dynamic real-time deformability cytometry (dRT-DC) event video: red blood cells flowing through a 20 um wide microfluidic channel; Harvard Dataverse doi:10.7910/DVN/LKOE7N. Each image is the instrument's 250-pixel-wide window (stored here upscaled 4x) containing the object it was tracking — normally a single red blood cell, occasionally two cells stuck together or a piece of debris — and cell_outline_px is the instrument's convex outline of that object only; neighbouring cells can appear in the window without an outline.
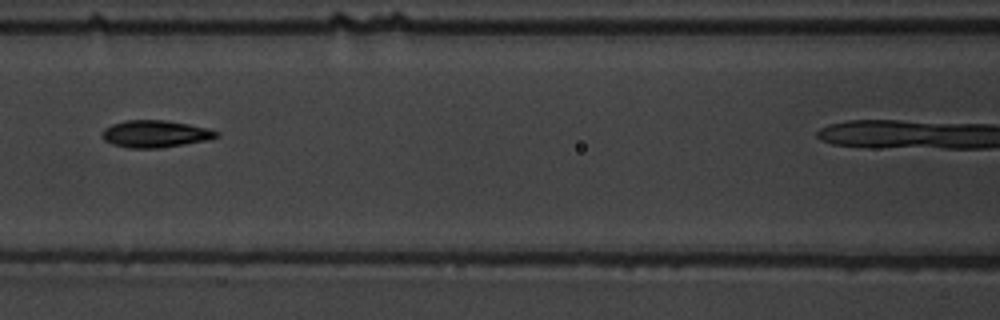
{"species": "common noctule bat (a hibernating species)", "species_latin": "Nyctalus noctula", "temperature_condition": "warm", "stored_images_in_passage": 10, "camera_frame_rate_fps": 3000, "um_per_image_px": 0.085, "animal": {"sex": "male", "body_mass_g": 19.5, "forearm_length_mm": 54.6}, "frame": {"image": 1, "passage_image": 5, "time_ms": 5.667, "image_size_px": [1000, 320], "cell_outline_px": [[220, 136], [204, 140], [184, 144], [160, 148], [128, 148], [112, 144], [104, 140], [104, 128], [112, 124], [124, 120], [164, 120], [188, 124], [208, 128], [220, 132]], "centroid_in_image_um": [13.2, 11.37], "position_along_channel_um": 153.4, "area_um2": 17.92}}
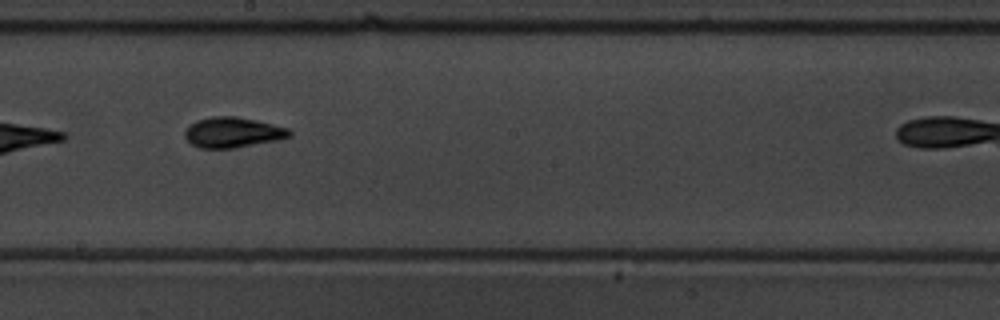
{"frame": {"image": 2, "passage_image": 7, "time_ms": 7.667, "image_size_px": [1000, 320], "cell_outline_px": [[292, 136], [280, 140], [232, 148], [200, 148], [192, 144], [184, 136], [184, 132], [196, 120], [212, 116], [236, 116], [256, 120], [288, 128], [292, 132]], "centroid_in_image_um": [19.81, 11.25], "position_along_channel_um": 228.4, "area_um2": 18.5}}
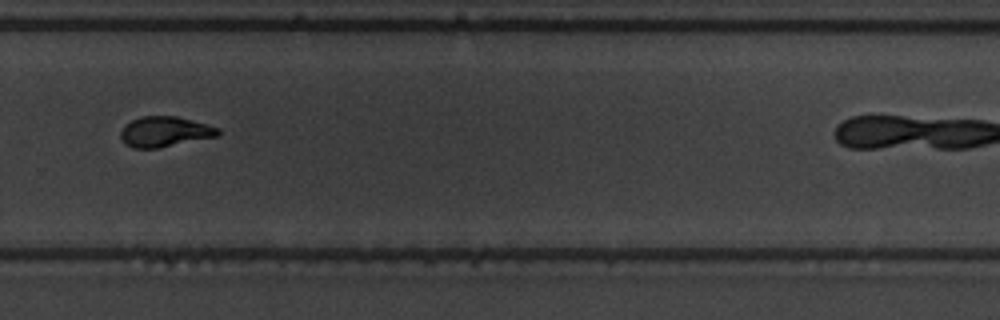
{"frame": {"image": 3, "passage_image": 9, "time_ms": 10.0, "image_size_px": [1000, 320], "cell_outline_px": [[220, 136], [156, 148], [132, 148], [124, 144], [120, 136], [120, 132], [124, 124], [140, 116], [176, 116], [208, 124], [220, 128]], "centroid_in_image_um": [14.0, 11.19], "position_along_channel_um": 315.8, "area_um2": 17.4}}